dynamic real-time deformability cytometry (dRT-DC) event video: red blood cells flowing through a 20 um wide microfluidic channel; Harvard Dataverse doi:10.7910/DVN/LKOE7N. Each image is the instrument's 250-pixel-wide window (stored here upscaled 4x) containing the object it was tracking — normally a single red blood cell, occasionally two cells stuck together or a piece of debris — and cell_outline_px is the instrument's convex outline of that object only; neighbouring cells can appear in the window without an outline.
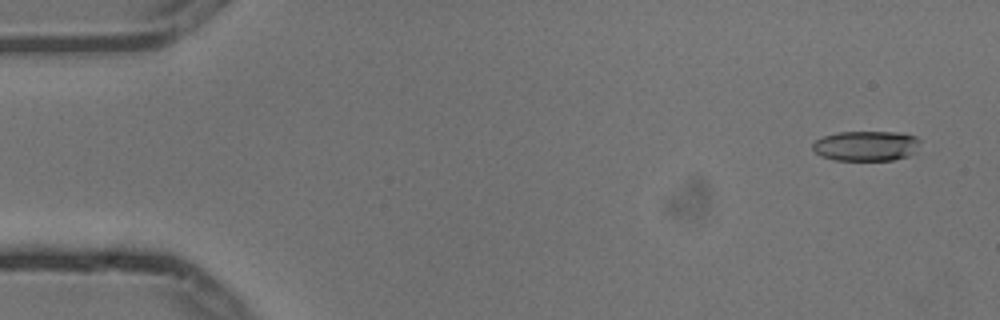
{"species": "common noctule bat (a hibernating species)", "species_latin": "Nyctalus noctula", "temperature_condition": "cold", "stored_images_in_passage": 4, "camera_frame_rate_fps": 3000, "um_per_image_px": 0.085, "animal": {"sex": "male", "body_mass_g": 13.3}, "frame": {"image": 1, "passage_image": 1, "time_ms": 0.0, "image_size_px": [1000, 320], "cell_outline_px": [[920, 140], [912, 152], [908, 156], [892, 160], [836, 160], [820, 156], [812, 148], [812, 144], [816, 140], [824, 136], [836, 132], [896, 132], [916, 136]], "centroid_in_image_um": [73.57, 12.39], "position_along_channel_um": 11.4, "area_um2": 18.67}}
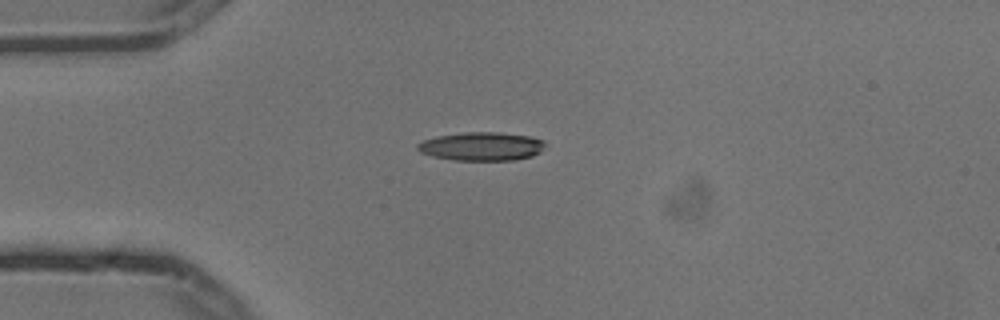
{"frame": {"image": 2, "passage_image": 4, "time_ms": 1.0, "image_size_px": [1000, 320], "cell_outline_px": [[544, 148], [540, 152], [532, 156], [516, 160], [452, 160], [432, 156], [420, 152], [416, 148], [416, 144], [424, 140], [436, 136], [464, 132], [496, 132], [528, 136], [544, 140]], "centroid_in_image_um": [40.91, 12.44], "position_along_channel_um": 44.1, "area_um2": 21.27}}